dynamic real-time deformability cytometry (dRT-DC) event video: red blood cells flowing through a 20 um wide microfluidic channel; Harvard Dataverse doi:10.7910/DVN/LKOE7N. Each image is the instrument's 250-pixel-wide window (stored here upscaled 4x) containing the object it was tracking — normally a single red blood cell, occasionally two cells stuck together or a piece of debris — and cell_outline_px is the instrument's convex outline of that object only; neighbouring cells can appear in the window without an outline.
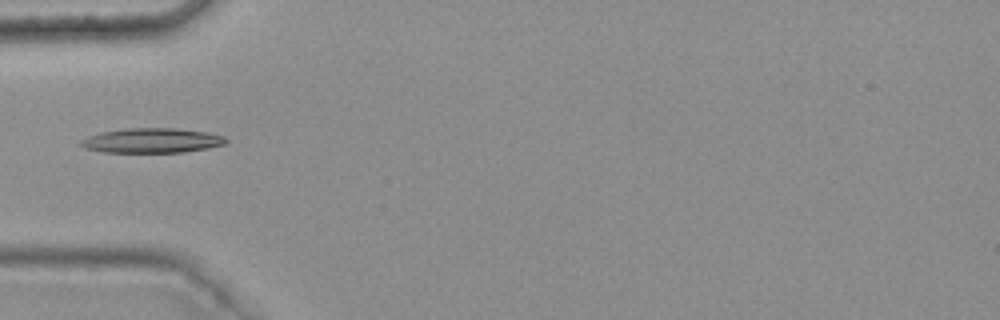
{"species": "common noctule bat (a hibernating species)", "species_latin": "Nyctalus noctula", "temperature_condition": "warm", "stored_images_in_passage": 19, "camera_frame_rate_fps": 3000, "um_per_image_px": 0.085, "animal": {"sex": "female", "body_mass_g": 25.1}, "frame": {"image": 1, "passage_image": 1, "time_ms": 0.0, "image_size_px": [1000, 320], "cell_outline_px": [[228, 140], [224, 144], [208, 148], [184, 152], [100, 152], [84, 148], [80, 144], [80, 140], [88, 136], [100, 132], [124, 128], [176, 128], [208, 132], [224, 136]], "centroid_in_image_um": [12.89, 11.94], "position_along_channel_um": 72.1, "area_um2": 21.04}}
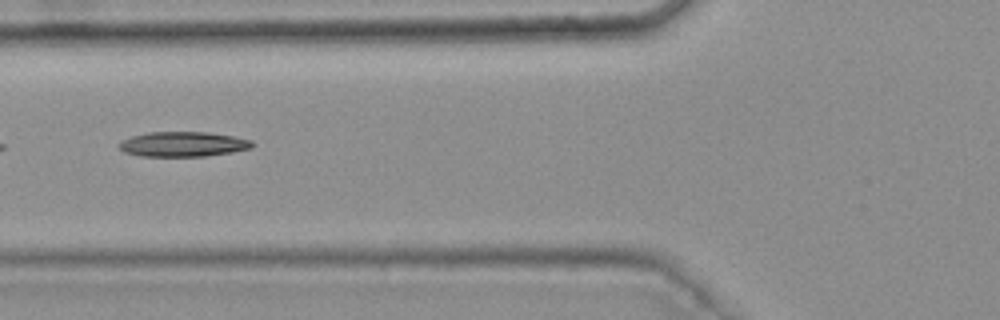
{"frame": {"image": 2, "passage_image": 4, "time_ms": 1.0, "image_size_px": [1000, 320], "cell_outline_px": [[252, 148], [232, 152], [204, 156], [140, 156], [124, 152], [116, 144], [132, 136], [148, 132], [208, 132], [232, 136], [252, 140]], "centroid_in_image_um": [15.54, 12.25], "position_along_channel_um": 110.3, "area_um2": 19.25}}